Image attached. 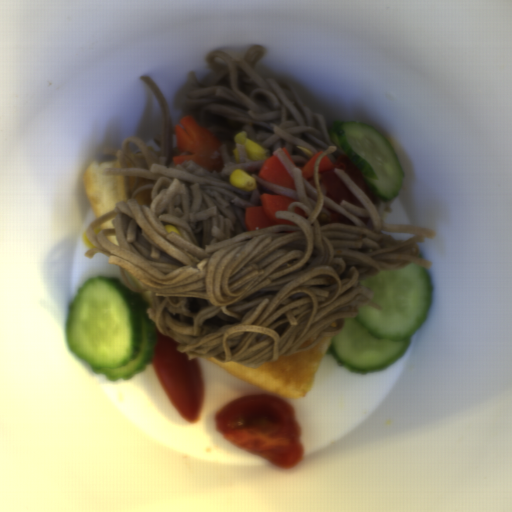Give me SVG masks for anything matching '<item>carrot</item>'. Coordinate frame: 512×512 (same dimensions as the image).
<instances>
[{
    "label": "carrot",
    "instance_id": "1",
    "mask_svg": "<svg viewBox=\"0 0 512 512\" xmlns=\"http://www.w3.org/2000/svg\"><path fill=\"white\" fill-rule=\"evenodd\" d=\"M179 123L185 130L179 124L174 127L176 147L179 152H189L190 154L172 157L174 165L182 164L184 161H194L211 173L220 172L224 166L221 155L217 158H213L212 155L219 153V149L223 145L222 141L210 130L200 127L192 114L184 116Z\"/></svg>",
    "mask_w": 512,
    "mask_h": 512
},
{
    "label": "carrot",
    "instance_id": "2",
    "mask_svg": "<svg viewBox=\"0 0 512 512\" xmlns=\"http://www.w3.org/2000/svg\"><path fill=\"white\" fill-rule=\"evenodd\" d=\"M261 205H254L245 209V227L248 231L255 232L272 226H298L296 223L277 218L275 212L287 211L290 204L299 202L283 194L262 193L259 196Z\"/></svg>",
    "mask_w": 512,
    "mask_h": 512
},
{
    "label": "carrot",
    "instance_id": "3",
    "mask_svg": "<svg viewBox=\"0 0 512 512\" xmlns=\"http://www.w3.org/2000/svg\"><path fill=\"white\" fill-rule=\"evenodd\" d=\"M257 175L266 182L281 185L297 191L293 176L286 165L275 155L266 158Z\"/></svg>",
    "mask_w": 512,
    "mask_h": 512
},
{
    "label": "carrot",
    "instance_id": "4",
    "mask_svg": "<svg viewBox=\"0 0 512 512\" xmlns=\"http://www.w3.org/2000/svg\"><path fill=\"white\" fill-rule=\"evenodd\" d=\"M284 153L289 157V159L292 161L293 165L296 166L299 170L302 172V177L309 181H313L314 177V171H315V165L317 159L321 156L323 153L321 150L318 151L313 157H311L303 166H298L297 163L294 161V159L290 156V154L287 152L285 147L283 146L281 148Z\"/></svg>",
    "mask_w": 512,
    "mask_h": 512
},
{
    "label": "carrot",
    "instance_id": "5",
    "mask_svg": "<svg viewBox=\"0 0 512 512\" xmlns=\"http://www.w3.org/2000/svg\"><path fill=\"white\" fill-rule=\"evenodd\" d=\"M334 168H335V165L329 157H327L325 155L324 157L321 158L320 163H319L320 175H321V173H324L327 171H332Z\"/></svg>",
    "mask_w": 512,
    "mask_h": 512
},
{
    "label": "carrot",
    "instance_id": "6",
    "mask_svg": "<svg viewBox=\"0 0 512 512\" xmlns=\"http://www.w3.org/2000/svg\"><path fill=\"white\" fill-rule=\"evenodd\" d=\"M294 213L296 215H301V216H303L306 219L308 217L307 212L303 208H300V207H297V206L294 209Z\"/></svg>",
    "mask_w": 512,
    "mask_h": 512
}]
</instances>
